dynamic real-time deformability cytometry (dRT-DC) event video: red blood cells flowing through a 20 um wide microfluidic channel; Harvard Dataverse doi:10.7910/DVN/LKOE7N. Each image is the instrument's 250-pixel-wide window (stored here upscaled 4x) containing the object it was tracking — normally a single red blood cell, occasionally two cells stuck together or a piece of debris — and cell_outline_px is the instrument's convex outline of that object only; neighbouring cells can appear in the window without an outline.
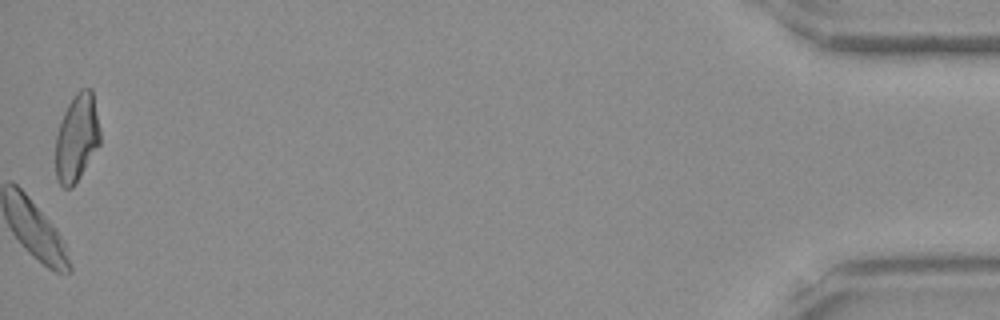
{"species": "Egyptian fruit bat (a non-hibernating species)", "species_latin": "Rousettus aegyptiacus", "temperature_condition": "room temperature", "stored_images_in_passage": 46, "camera_frame_rate_fps": 3000, "um_per_image_px": 0.085, "frame": {"image": 1, "passage_image": 46, "time_ms": 15.0, "image_size_px": [1000, 320], "cell_outline_px": [[100, 144], [80, 176], [72, 188], [64, 188], [60, 184], [56, 176], [56, 136], [64, 112], [68, 104], [76, 92], [80, 88], [92, 88], [100, 128]], "centroid_in_image_um": [6.54, 11.69], "position_along_channel_um": 428.7, "area_um2": 22.66}, "authors_computed_cell_mechanics": {"area_um2": 23.0333, "velocity_mm_per_s": 4.0465, "shape_relaxation_time_tau1_ms": 3.6327, "shape_relaxation_time_tau2_ms": 4.7042, "deformation_change_tau1": 0.1251, "deformation_change_tau2": 0.1327}}